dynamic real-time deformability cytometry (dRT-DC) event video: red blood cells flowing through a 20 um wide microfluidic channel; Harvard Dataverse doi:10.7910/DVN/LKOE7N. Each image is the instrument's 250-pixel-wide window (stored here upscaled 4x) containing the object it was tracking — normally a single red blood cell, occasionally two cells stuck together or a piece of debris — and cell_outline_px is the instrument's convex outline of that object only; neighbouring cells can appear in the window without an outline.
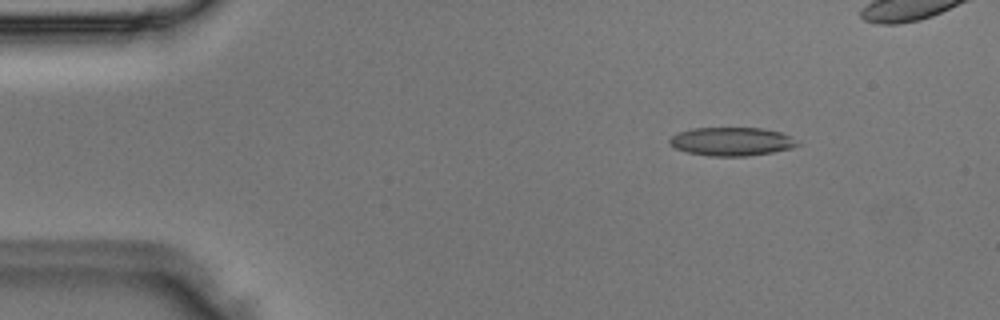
{"species": "Egyptian fruit bat (a non-hibernating species)", "species_latin": "Rousettus aegyptiacus", "temperature_condition": "room temperature", "stored_images_in_passage": 44, "camera_frame_rate_fps": 3000, "um_per_image_px": 0.085, "animal": {"sex": "male"}, "frame": {"image": 1, "passage_image": 7, "time_ms": 2.0, "image_size_px": [1000, 320], "cell_outline_px": [[800, 144], [792, 148], [772, 152], [748, 156], [708, 156], [688, 152], [676, 148], [668, 144], [668, 140], [672, 136], [680, 132], [692, 128], [760, 128], [780, 132], [788, 136]], "centroid_in_image_um": [62.15, 12.03], "position_along_channel_um": 22.8, "area_um2": 21.04}}
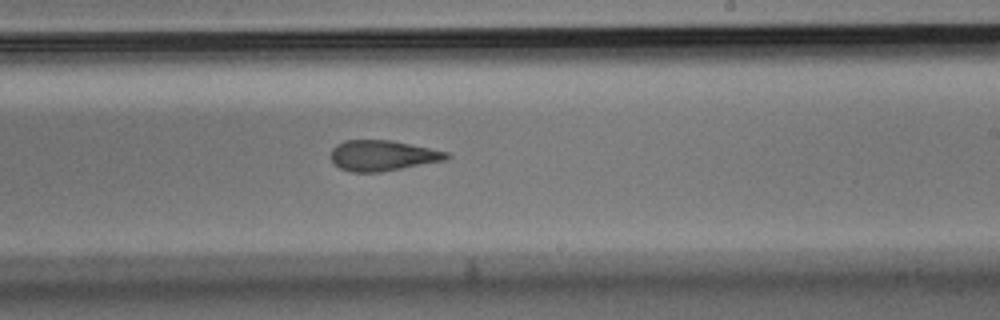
{"frame": {"image": 2, "passage_image": 29, "time_ms": 9.333, "image_size_px": [1000, 320], "cell_outline_px": [[452, 156], [448, 160], [380, 172], [352, 172], [340, 168], [332, 160], [332, 148], [336, 144], [344, 140], [392, 140], [448, 152]], "centroid_in_image_um": [32.56, 13.22], "position_along_channel_um": 256.4, "area_um2": 20.63}}
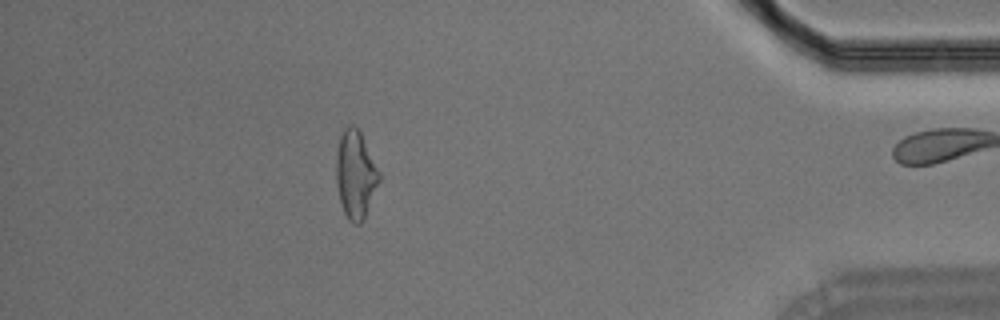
{"frame": {"image": 3, "passage_image": 43, "time_ms": 14.0, "image_size_px": [1000, 320], "cell_outline_px": [[380, 180], [364, 220], [360, 224], [356, 224], [348, 220], [344, 212], [340, 200], [336, 184], [336, 152], [340, 136], [344, 128], [348, 124], [352, 124], [360, 132], [380, 172]], "centroid_in_image_um": [30.21, 14.84], "position_along_channel_um": 405.0, "area_um2": 22.02}}